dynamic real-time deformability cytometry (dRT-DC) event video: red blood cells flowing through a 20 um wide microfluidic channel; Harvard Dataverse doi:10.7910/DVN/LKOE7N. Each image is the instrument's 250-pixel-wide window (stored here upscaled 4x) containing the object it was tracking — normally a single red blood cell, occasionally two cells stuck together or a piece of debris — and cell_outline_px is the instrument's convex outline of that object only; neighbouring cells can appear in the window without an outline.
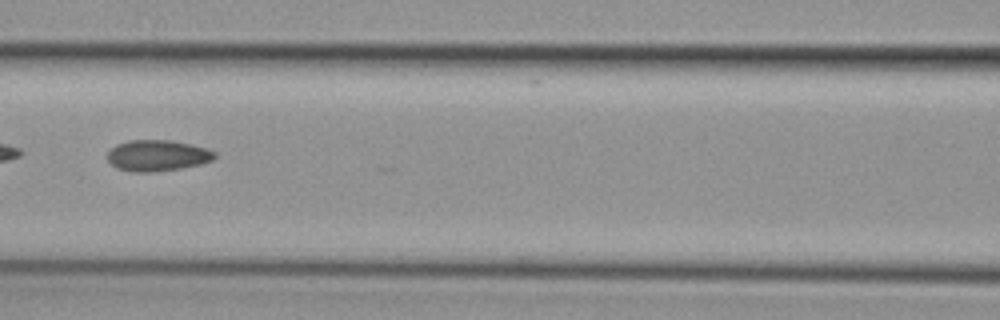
{"species": "common noctule bat (a hibernating species)", "species_latin": "Nyctalus noctula", "temperature_condition": "cold", "stored_images_in_passage": 45, "camera_frame_rate_fps": 3000, "um_per_image_px": 0.085, "animal": {"sex": "female", "body_mass_g": 29.2, "forearm_length_mm": 56.3}, "frame": {"image": 1, "passage_image": 25, "time_ms": 8.0, "image_size_px": [1000, 320], "cell_outline_px": [[216, 156], [212, 160], [200, 164], [180, 168], [152, 172], [132, 172], [116, 168], [108, 160], [108, 152], [116, 144], [128, 140], [168, 140], [188, 144], [204, 148], [216, 152]], "centroid_in_image_um": [13.34, 13.22], "position_along_channel_um": 153.3, "area_um2": 19.25}}
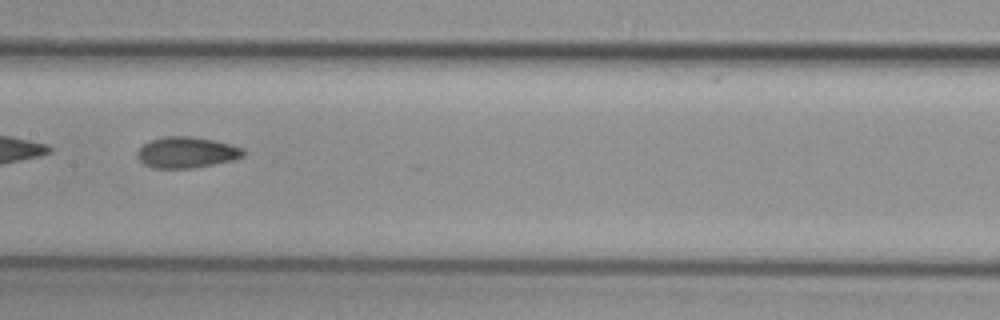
{"frame": {"image": 2, "passage_image": 28, "time_ms": 9.0, "image_size_px": [1000, 320], "cell_outline_px": [[244, 156], [236, 160], [192, 168], [152, 168], [144, 164], [136, 156], [136, 152], [144, 144], [152, 140], [164, 136], [192, 136], [232, 144], [244, 148]], "centroid_in_image_um": [15.89, 12.96], "position_along_channel_um": 191.5, "area_um2": 19.31}}
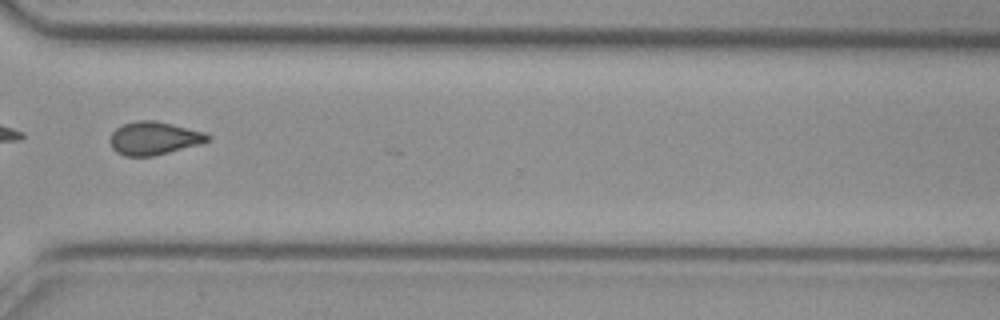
{"frame": {"image": 3, "passage_image": 41, "time_ms": 13.333, "image_size_px": [1000, 320], "cell_outline_px": [[212, 136], [208, 140], [200, 144], [152, 156], [124, 156], [116, 152], [112, 148], [108, 140], [112, 132], [116, 128], [124, 124], [136, 120], [152, 120], [172, 124], [204, 132]], "centroid_in_image_um": [13.04, 11.75], "position_along_channel_um": 357.6, "area_um2": 18.79}, "authors_computed_cell_mechanics": {"area_um2": 19.3052, "velocity_mm_per_s": 3.8326, "shape_relaxation_time_tau1_ms": null, "shape_relaxation_time_tau2_ms": 2.5801, "deformation_change_tau1": null, "deformation_change_tau2": 0.0913}}